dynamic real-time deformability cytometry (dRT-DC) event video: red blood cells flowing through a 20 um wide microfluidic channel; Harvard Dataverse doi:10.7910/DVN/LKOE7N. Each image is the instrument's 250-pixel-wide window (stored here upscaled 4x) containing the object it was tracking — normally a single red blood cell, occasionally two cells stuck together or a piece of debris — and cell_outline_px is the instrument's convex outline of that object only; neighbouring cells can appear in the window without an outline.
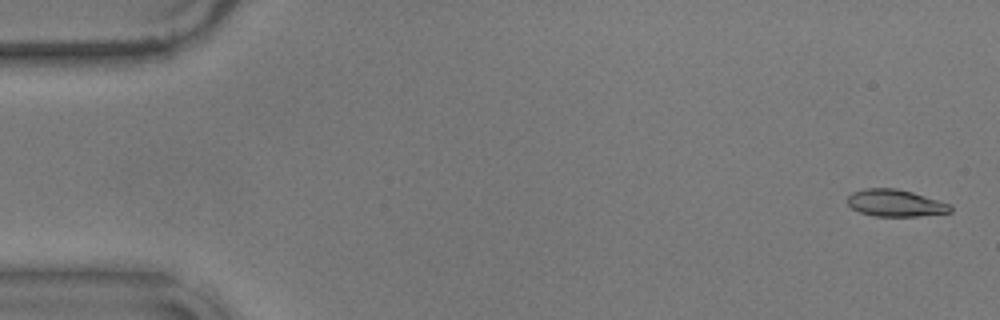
{"species": "common noctule bat (a hibernating species)", "species_latin": "Nyctalus noctula", "temperature_condition": "warm", "stored_images_in_passage": 56, "camera_frame_rate_fps": 3000, "um_per_image_px": 0.085, "animal": {"sex": "male", "body_mass_g": 17.9}, "frame": {"image": 1, "passage_image": 2, "time_ms": 0.333, "image_size_px": [1000, 320], "cell_outline_px": [[952, 212], [916, 216], [872, 216], [860, 212], [852, 208], [848, 204], [848, 196], [852, 192], [864, 188], [896, 188], [912, 192], [948, 204], [952, 208]], "centroid_in_image_um": [76.06, 17.26], "position_along_channel_um": 8.9, "area_um2": 16.01}}
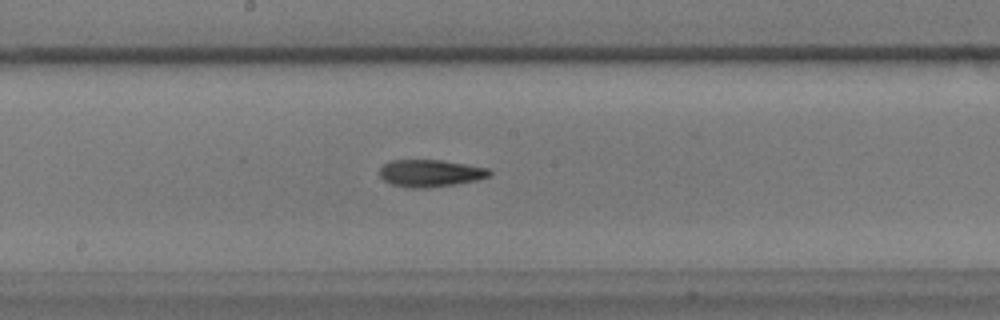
{"frame": {"image": 2, "passage_image": 30, "time_ms": 9.667, "image_size_px": [1000, 320], "cell_outline_px": [[492, 172], [488, 176], [476, 180], [428, 188], [408, 188], [392, 184], [384, 180], [380, 176], [380, 168], [384, 164], [392, 160], [440, 160], [488, 168]], "centroid_in_image_um": [36.54, 14.72], "position_along_channel_um": 211.7, "area_um2": 17.17}}
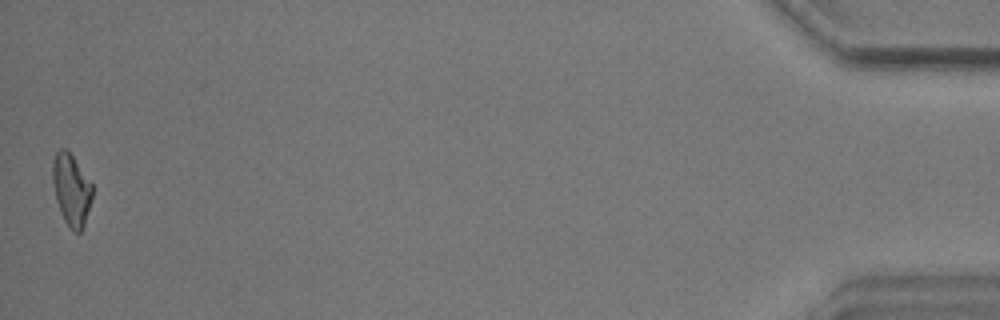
{"frame": {"image": 3, "passage_image": 56, "time_ms": 18.333, "image_size_px": [1000, 320], "cell_outline_px": [[92, 200], [84, 224], [80, 232], [76, 232], [64, 220], [56, 200], [52, 180], [52, 164], [56, 152], [60, 148], [64, 148], [72, 156], [92, 184]], "centroid_in_image_um": [6.06, 16.11], "position_along_channel_um": 429.1, "area_um2": 16.24}, "authors_computed_cell_mechanics": {"area_um2": 16.9065, "velocity_mm_per_s": 3.5944, "shape_relaxation_time_tau1_ms": 4.7064, "shape_relaxation_time_tau2_ms": 4.3009, "deformation_change_tau1": 0.1944, "deformation_change_tau2": 0.1388}}